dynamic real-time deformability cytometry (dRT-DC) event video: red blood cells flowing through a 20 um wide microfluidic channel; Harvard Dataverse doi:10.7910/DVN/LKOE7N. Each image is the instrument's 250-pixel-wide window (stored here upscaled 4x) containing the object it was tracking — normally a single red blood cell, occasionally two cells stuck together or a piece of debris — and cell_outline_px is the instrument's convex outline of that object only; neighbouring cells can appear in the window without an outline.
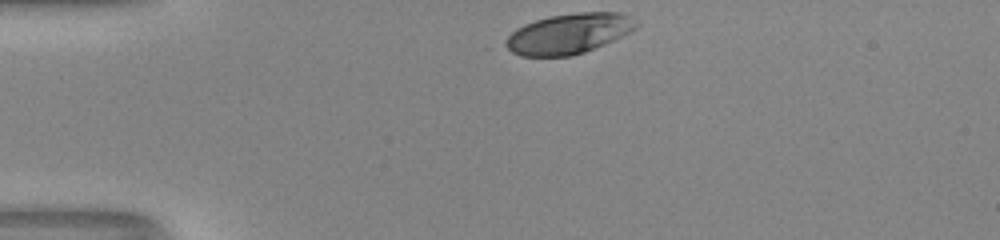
{"species": "human", "species_latin": "Homo sapiens", "temperature_condition": "room temperature", "stored_images_in_passage": 32, "camera_frame_rate_fps": 3000, "um_per_image_px": 0.085, "donor": {"sex": "male"}, "frame": {"image": 1, "passage_image": 1, "time_ms": 0.0, "image_size_px": [1000, 240], "cell_outline_px": [[640, 24], [636, 28], [604, 44], [584, 52], [572, 56], [520, 56], [504, 48], [504, 40], [516, 28], [524, 24], [548, 16], [580, 12], [620, 12], [632, 16]], "centroid_in_image_um": [48.32, 2.85], "position_along_channel_um": 36.7, "area_um2": 30.75}}
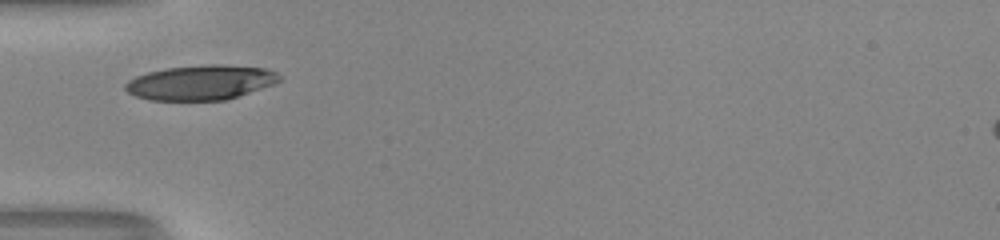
{"frame": {"image": 2, "passage_image": 7, "time_ms": 2.0, "image_size_px": [1000, 240], "cell_outline_px": [[280, 80], [272, 84], [224, 100], [148, 100], [136, 96], [128, 92], [124, 88], [124, 84], [128, 80], [136, 76], [148, 72], [168, 68], [208, 64], [220, 64], [264, 68], [276, 72], [280, 76]], "centroid_in_image_um": [17.01, 7.01], "position_along_channel_um": 68.0, "area_um2": 30.87}}
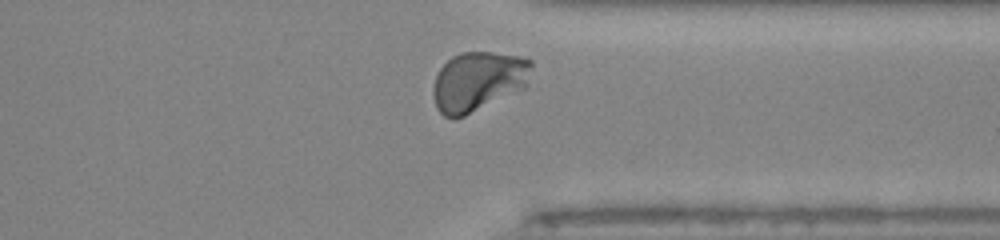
{"frame": {"image": 3, "passage_image": 30, "time_ms": 9.667, "image_size_px": [1000, 240], "cell_outline_px": [[532, 64], [524, 88], [464, 116], [452, 120], [444, 116], [436, 108], [432, 92], [432, 88], [436, 76], [440, 68], [452, 56], [464, 52], [492, 52], [520, 56], [532, 60]], "centroid_in_image_um": [40.6, 6.92], "position_along_channel_um": 370.8, "area_um2": 34.04}, "authors_computed_cell_mechanics": {"area_um2": 31.8767, "velocity_mm_per_s": 3.9702, "shape_relaxation_time_tau1_ms": 1.7605, "shape_relaxation_time_tau2_ms": null, "deformation_change_tau1": 0.1464, "deformation_change_tau2": null}}